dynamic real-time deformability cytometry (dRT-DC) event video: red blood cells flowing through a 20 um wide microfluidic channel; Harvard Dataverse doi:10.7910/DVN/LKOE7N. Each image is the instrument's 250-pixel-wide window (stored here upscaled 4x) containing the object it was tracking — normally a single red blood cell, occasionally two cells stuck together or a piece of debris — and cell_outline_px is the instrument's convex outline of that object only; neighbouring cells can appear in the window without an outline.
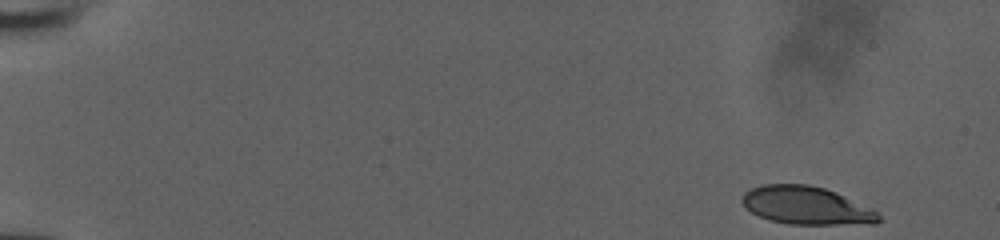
{"species": "human", "species_latin": "Homo sapiens", "temperature_condition": "room temperature", "stored_images_in_passage": 49, "camera_frame_rate_fps": 3000, "um_per_image_px": 0.085, "donor": {"sex": "male"}, "frame": {"image": 1, "passage_image": 1, "time_ms": 0.0, "image_size_px": [1000, 240], "cell_outline_px": [[880, 220], [876, 224], [788, 224], [772, 220], [760, 216], [752, 212], [740, 200], [744, 192], [752, 188], [764, 184], [808, 184], [824, 188], [836, 192], [872, 208], [880, 216]], "centroid_in_image_um": [68.56, 17.46], "position_along_channel_um": 16.4, "area_um2": 30.11}}
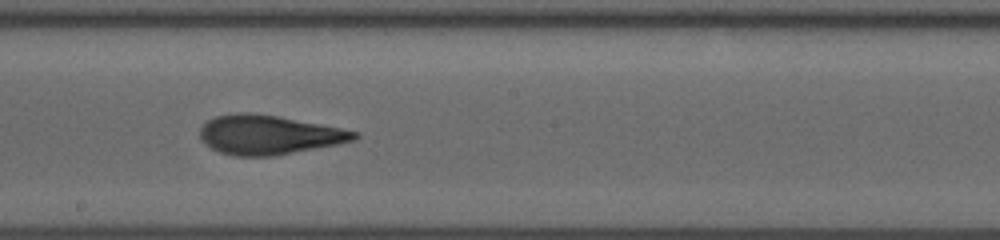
{"frame": {"image": 2, "passage_image": 28, "time_ms": 9.0, "image_size_px": [1000, 240], "cell_outline_px": [[360, 136], [356, 140], [276, 156], [232, 156], [220, 152], [204, 144], [200, 140], [200, 128], [208, 120], [216, 116], [236, 112], [248, 112], [276, 116], [320, 124], [360, 132]], "centroid_in_image_um": [22.83, 11.46], "position_along_channel_um": 225.4, "area_um2": 35.32}}
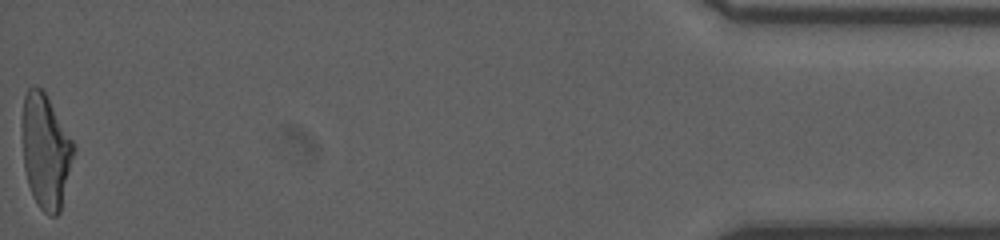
{"frame": {"image": 3, "passage_image": 49, "time_ms": 16.0, "image_size_px": [1000, 240], "cell_outline_px": [[76, 148], [60, 212], [56, 216], [48, 216], [40, 208], [32, 196], [28, 184], [24, 168], [20, 124], [24, 96], [28, 88], [40, 88], [44, 92], [72, 140]], "centroid_in_image_um": [3.85, 12.88], "position_along_channel_um": 431.3, "area_um2": 34.51}}